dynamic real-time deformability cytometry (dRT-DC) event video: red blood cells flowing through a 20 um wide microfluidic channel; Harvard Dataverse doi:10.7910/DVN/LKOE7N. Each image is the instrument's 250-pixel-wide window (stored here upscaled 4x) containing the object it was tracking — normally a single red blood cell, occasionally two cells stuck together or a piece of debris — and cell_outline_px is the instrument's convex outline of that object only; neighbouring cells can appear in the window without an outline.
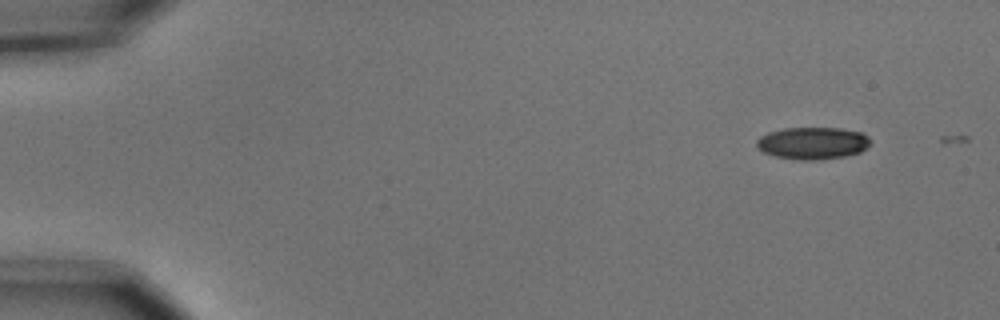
{"species": "common noctule bat (a hibernating species)", "species_latin": "Nyctalus noctula", "temperature_condition": "cold", "stored_images_in_passage": 2, "camera_frame_rate_fps": 3000, "um_per_image_px": 0.085, "animal": {"sex": "male", "body_mass_g": 15.6}, "frame": {"image": 1, "passage_image": 1, "time_ms": 0.0, "image_size_px": [1000, 320], "cell_outline_px": [[872, 140], [860, 152], [844, 156], [816, 160], [800, 160], [776, 156], [764, 152], [756, 144], [756, 140], [760, 136], [768, 132], [784, 128], [840, 128], [864, 132]], "centroid_in_image_um": [69.09, 12.15], "position_along_channel_um": 15.9, "area_um2": 21.27}}